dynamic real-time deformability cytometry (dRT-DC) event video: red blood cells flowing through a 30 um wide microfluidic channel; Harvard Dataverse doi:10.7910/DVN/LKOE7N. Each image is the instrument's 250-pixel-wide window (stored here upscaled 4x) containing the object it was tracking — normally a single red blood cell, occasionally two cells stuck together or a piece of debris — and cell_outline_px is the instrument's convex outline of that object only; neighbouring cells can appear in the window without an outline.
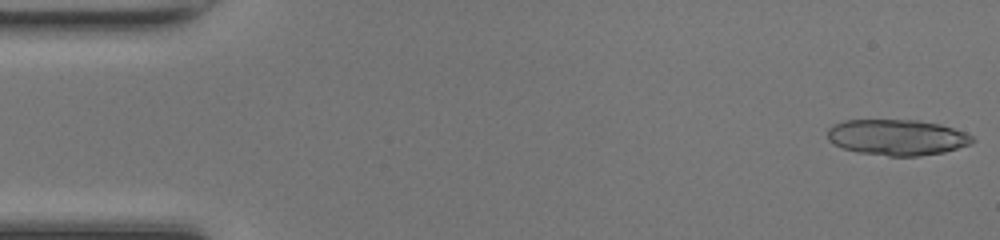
{"species": "common noctule bat (a hibernating species)", "species_latin": "Nyctalus noctula", "temperature_condition": "room temperature", "stored_images_in_passage": 49, "segment_of_instrument_passage": [1, 2], "camera_frame_rate_fps": 3000, "um_per_image_px": 0.085, "animal": {"sex": "female", "body_mass_g": 17.0, "forearm_length_mm": 48.0}, "frame": {"image": 1, "passage_image": 1, "time_ms": 0.0, "image_size_px": [1000, 240], "cell_outline_px": [[976, 140], [972, 144], [944, 152], [920, 156], [888, 156], [856, 152], [832, 144], [828, 140], [828, 128], [832, 124], [844, 120], [920, 120], [940, 124], [964, 132], [972, 136]], "centroid_in_image_um": [76.24, 11.67], "position_along_channel_um": 8.8, "area_um2": 30.52}}